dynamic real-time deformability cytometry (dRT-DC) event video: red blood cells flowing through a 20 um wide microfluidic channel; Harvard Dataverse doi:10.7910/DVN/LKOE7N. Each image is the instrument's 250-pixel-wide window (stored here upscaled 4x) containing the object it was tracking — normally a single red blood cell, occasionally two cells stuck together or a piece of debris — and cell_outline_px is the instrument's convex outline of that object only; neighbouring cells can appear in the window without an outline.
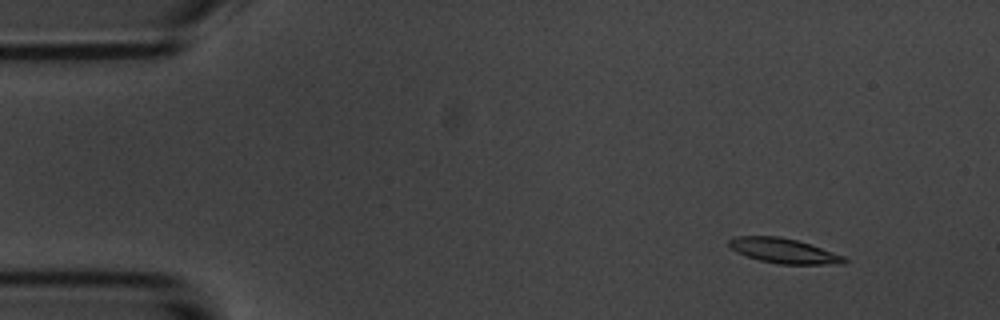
{"species": "common noctule bat (a hibernating species)", "species_latin": "Nyctalus noctula", "temperature_condition": "room temperature", "stored_images_in_passage": 4, "camera_frame_rate_fps": 3000, "um_per_image_px": 0.085, "animal": {"sex": "male", "body_mass_g": 20.1, "forearm_length_mm": 53.5}, "frame": {"image": 1, "passage_image": 2, "time_ms": 1.333, "image_size_px": [1000, 320], "cell_outline_px": [[848, 260], [844, 264], [780, 264], [760, 260], [736, 252], [728, 244], [728, 240], [736, 236], [780, 236], [796, 240], [844, 256]], "centroid_in_image_um": [66.6, 21.32], "position_along_channel_um": 18.4, "area_um2": 16.47}}